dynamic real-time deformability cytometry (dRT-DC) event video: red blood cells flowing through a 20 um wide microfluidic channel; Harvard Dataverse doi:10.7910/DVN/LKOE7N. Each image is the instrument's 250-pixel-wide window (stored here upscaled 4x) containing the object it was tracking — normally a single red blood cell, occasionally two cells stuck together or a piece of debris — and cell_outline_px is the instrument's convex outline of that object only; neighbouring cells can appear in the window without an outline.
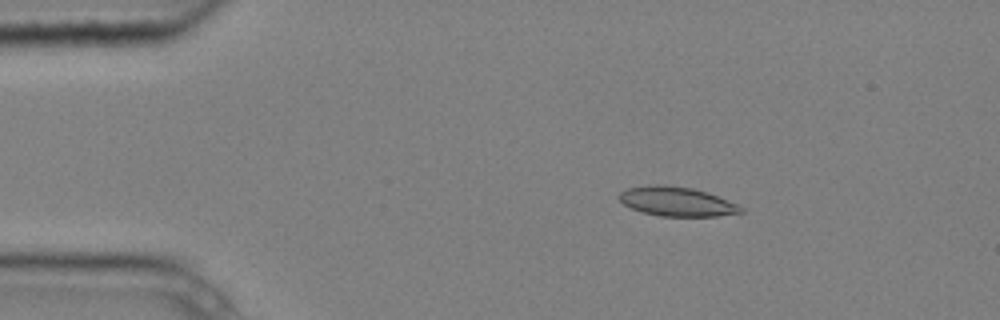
{"species": "common noctule bat (a hibernating species)", "species_latin": "Nyctalus noctula", "temperature_condition": "cold", "stored_images_in_passage": 4, "camera_frame_rate_fps": 3000, "um_per_image_px": 0.085, "animal": {"sex": "male", "body_mass_g": 20.4}, "frame": {"image": 1, "passage_image": 2, "time_ms": 0.333, "image_size_px": [1000, 320], "cell_outline_px": [[744, 212], [716, 216], [660, 216], [644, 212], [632, 208], [624, 204], [616, 196], [620, 192], [628, 188], [652, 184], [664, 184], [692, 188], [708, 192], [736, 204], [744, 208]], "centroid_in_image_um": [57.51, 17.12], "position_along_channel_um": 27.5, "area_um2": 20.75}}
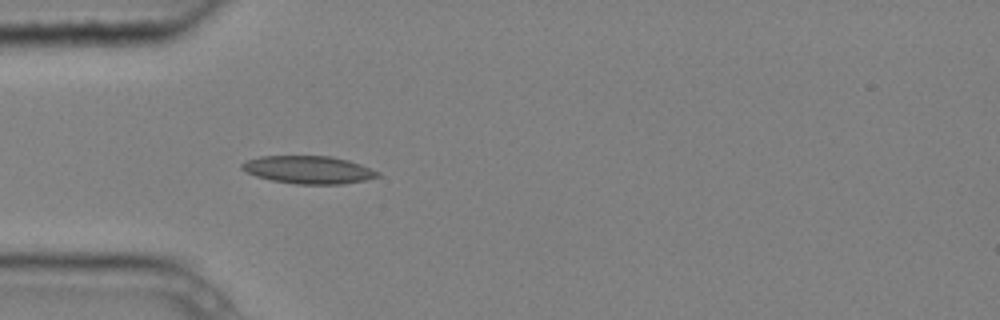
{"frame": {"image": 2, "passage_image": 4, "time_ms": 1.0, "image_size_px": [1000, 320], "cell_outline_px": [[380, 176], [364, 180], [344, 184], [296, 184], [272, 180], [256, 176], [240, 168], [240, 164], [248, 160], [260, 156], [328, 156], [348, 160], [360, 164], [380, 172]], "centroid_in_image_um": [26.22, 14.43], "position_along_channel_um": 58.8, "area_um2": 21.85}}